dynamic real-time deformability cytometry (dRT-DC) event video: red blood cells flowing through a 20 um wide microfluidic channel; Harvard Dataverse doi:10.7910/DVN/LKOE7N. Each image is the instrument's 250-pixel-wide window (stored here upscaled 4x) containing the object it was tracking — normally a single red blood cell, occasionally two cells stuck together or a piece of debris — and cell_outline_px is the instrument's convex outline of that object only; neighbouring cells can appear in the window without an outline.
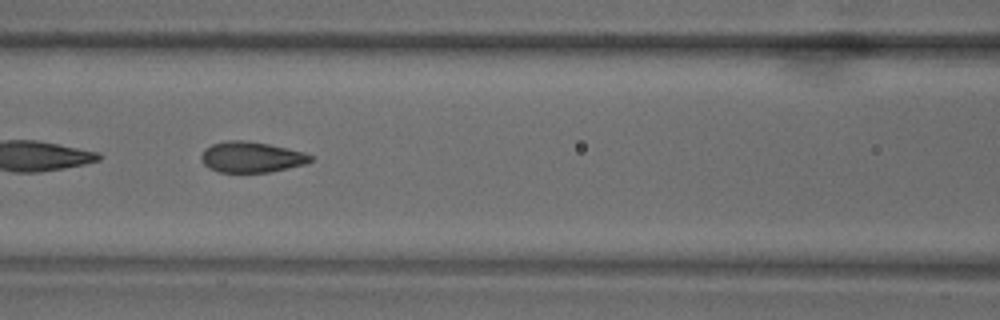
{"species": "common noctule bat (a hibernating species)", "species_latin": "Nyctalus noctula", "temperature_condition": "warm", "stored_images_in_passage": 64, "segment_of_instrument_passage": [2, 2], "camera_frame_rate_fps": 3000, "um_per_image_px": 0.085, "animal": {"sex": "male", "body_mass_g": 18.8}, "frame": {"image": 1, "passage_image": 28, "time_ms": 9.0, "image_size_px": [1000, 320], "cell_outline_px": [[312, 160], [304, 164], [288, 168], [268, 172], [220, 172], [208, 168], [204, 164], [200, 156], [204, 148], [212, 144], [228, 140], [244, 140], [268, 144], [288, 148], [304, 152], [312, 156]], "centroid_in_image_um": [21.34, 13.35], "position_along_channel_um": 145.3, "area_um2": 19.54}}
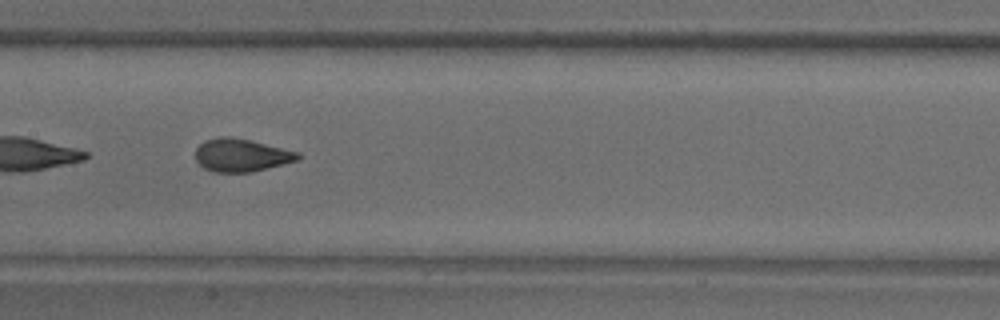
{"frame": {"image": 2, "passage_image": 32, "time_ms": 10.333, "image_size_px": [1000, 320], "cell_outline_px": [[300, 156], [296, 160], [252, 172], [212, 172], [204, 168], [196, 160], [196, 148], [204, 140], [220, 136], [232, 136], [300, 152]], "centroid_in_image_um": [20.47, 13.18], "position_along_channel_um": 186.9, "area_um2": 19.54}}
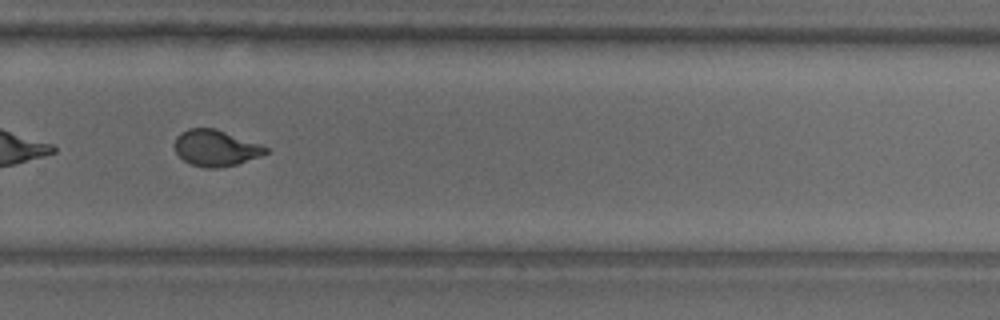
{"frame": {"image": 3, "passage_image": 44, "time_ms": 14.333, "image_size_px": [1000, 320], "cell_outline_px": [[268, 152], [260, 156], [236, 164], [220, 168], [204, 168], [192, 164], [184, 160], [176, 152], [176, 136], [180, 132], [188, 128], [216, 128], [260, 144], [268, 148]], "centroid_in_image_um": [18.33, 12.57], "position_along_channel_um": 311.5, "area_um2": 19.07}}